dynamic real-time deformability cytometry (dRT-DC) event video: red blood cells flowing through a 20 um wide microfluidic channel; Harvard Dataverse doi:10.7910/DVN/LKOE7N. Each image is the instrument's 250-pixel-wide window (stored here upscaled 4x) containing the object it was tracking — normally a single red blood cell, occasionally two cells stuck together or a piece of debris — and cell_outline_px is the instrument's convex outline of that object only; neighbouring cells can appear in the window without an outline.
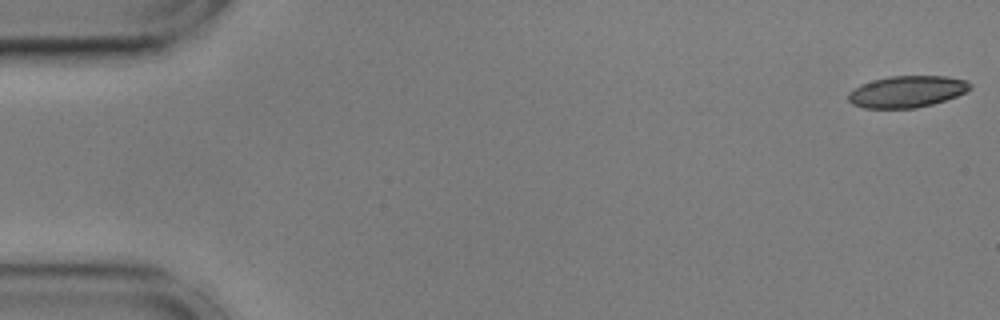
{"species": "common noctule bat (a hibernating species)", "species_latin": "Nyctalus noctula", "temperature_condition": "cold", "stored_images_in_passage": 9, "camera_frame_rate_fps": 3000, "um_per_image_px": 0.085, "animal": {"sex": "male", "body_mass_g": 17.9, "forearm_length_mm": 54.2}, "frame": {"image": 1, "passage_image": 1, "time_ms": 0.0, "image_size_px": [1000, 320], "cell_outline_px": [[972, 88], [956, 96], [932, 104], [916, 108], [864, 108], [852, 104], [848, 100], [848, 92], [852, 88], [860, 84], [872, 80], [888, 76], [944, 76], [964, 80], [972, 84]], "centroid_in_image_um": [77.04, 7.78], "position_along_channel_um": 8.0, "area_um2": 22.48}}